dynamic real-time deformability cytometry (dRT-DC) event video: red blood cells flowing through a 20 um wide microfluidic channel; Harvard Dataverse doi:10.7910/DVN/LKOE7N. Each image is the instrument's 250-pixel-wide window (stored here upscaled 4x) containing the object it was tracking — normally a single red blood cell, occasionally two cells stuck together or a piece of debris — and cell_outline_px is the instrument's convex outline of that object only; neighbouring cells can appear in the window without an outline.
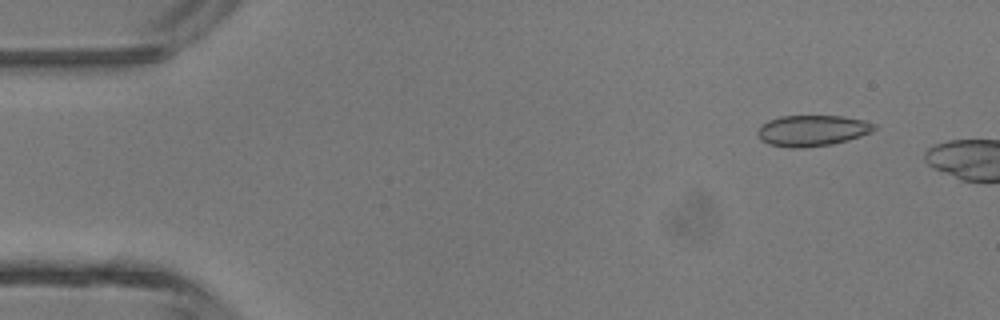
{"species": "common noctule bat (a hibernating species)", "species_latin": "Nyctalus noctula", "temperature_condition": "room temperature", "stored_images_in_passage": 3, "camera_frame_rate_fps": 3000, "um_per_image_px": 0.085, "animal": {"sex": "male", "body_mass_g": 13.3}, "frame": {"image": 1, "passage_image": 2, "time_ms": 1.0, "image_size_px": [1000, 320], "cell_outline_px": [[876, 128], [872, 132], [848, 140], [832, 144], [796, 148], [792, 148], [768, 144], [756, 132], [768, 120], [780, 116], [844, 116], [864, 120], [876, 124]], "centroid_in_image_um": [69.09, 11.09], "position_along_channel_um": 15.9, "area_um2": 20.87}}